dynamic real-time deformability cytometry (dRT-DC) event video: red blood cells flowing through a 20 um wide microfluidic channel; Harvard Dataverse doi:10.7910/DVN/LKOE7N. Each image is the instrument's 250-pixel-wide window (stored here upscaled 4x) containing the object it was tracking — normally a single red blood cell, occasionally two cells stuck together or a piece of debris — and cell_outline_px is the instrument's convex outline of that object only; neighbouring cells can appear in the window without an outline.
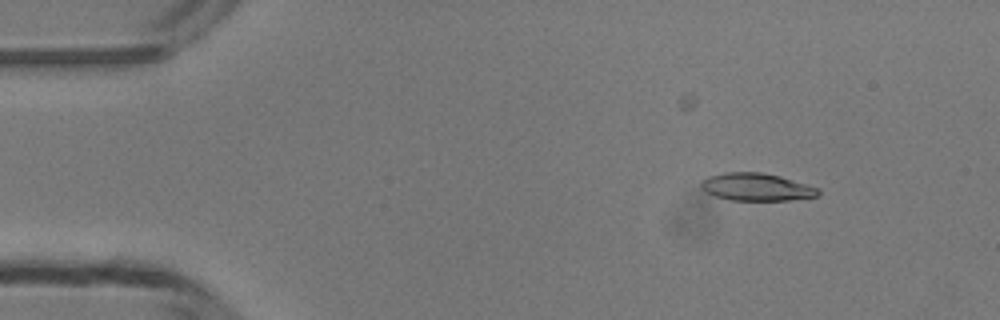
{"species": "common noctule bat (a hibernating species)", "species_latin": "Nyctalus noctula", "temperature_condition": "room temperature", "stored_images_in_passage": 48, "camera_frame_rate_fps": 3000, "um_per_image_px": 0.085, "animal": {"sex": "male", "body_mass_g": 13.3}, "frame": {"image": 1, "passage_image": 5, "time_ms": 1.333, "image_size_px": [1000, 320], "cell_outline_px": [[820, 192], [816, 196], [788, 200], [728, 200], [704, 192], [700, 188], [700, 184], [708, 176], [724, 172], [760, 172], [780, 176], [820, 188]], "centroid_in_image_um": [64.27, 15.89], "position_along_channel_um": 20.7, "area_um2": 18.84}}
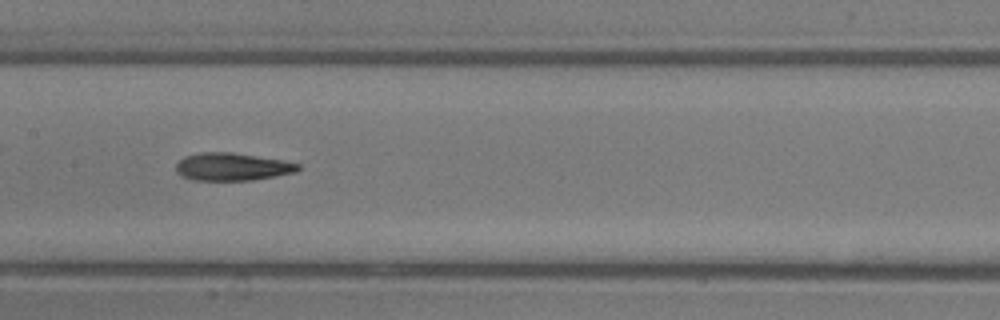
{"frame": {"image": 2, "passage_image": 23, "time_ms": 7.333, "image_size_px": [1000, 320], "cell_outline_px": [[300, 168], [296, 172], [276, 176], [252, 180], [192, 180], [180, 176], [176, 172], [176, 164], [184, 156], [200, 152], [232, 152], [284, 160], [300, 164]], "centroid_in_image_um": [19.72, 14.17], "position_along_channel_um": 187.7, "area_um2": 19.88}}
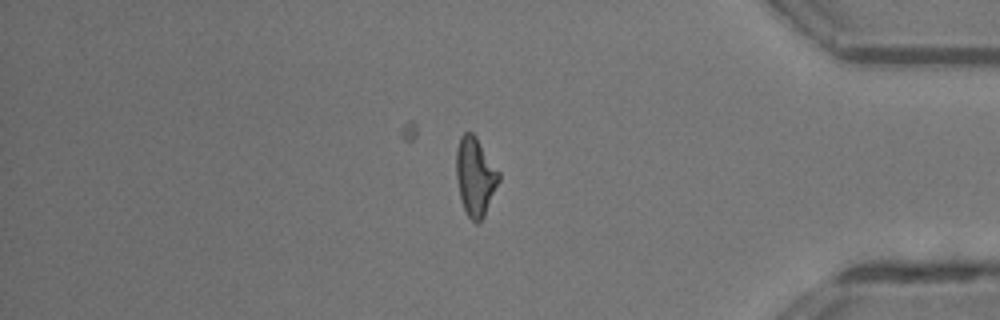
{"frame": {"image": 3, "passage_image": 40, "time_ms": 13.0, "image_size_px": [1000, 320], "cell_outline_px": [[500, 180], [484, 216], [476, 224], [468, 216], [464, 208], [460, 196], [456, 176], [456, 152], [460, 136], [464, 132], [472, 132], [476, 136], [500, 172]], "centroid_in_image_um": [40.4, 14.98], "position_along_channel_um": 394.8, "area_um2": 19.42}, "authors_computed_cell_mechanics": {"area_um2": 19.363, "velocity_mm_per_s": 4.2043, "shape_relaxation_time_tau1_ms": 6.9721, "shape_relaxation_time_tau2_ms": 1.9844, "deformation_change_tau1": 0.2195, "deformation_change_tau2": 0.1107}}